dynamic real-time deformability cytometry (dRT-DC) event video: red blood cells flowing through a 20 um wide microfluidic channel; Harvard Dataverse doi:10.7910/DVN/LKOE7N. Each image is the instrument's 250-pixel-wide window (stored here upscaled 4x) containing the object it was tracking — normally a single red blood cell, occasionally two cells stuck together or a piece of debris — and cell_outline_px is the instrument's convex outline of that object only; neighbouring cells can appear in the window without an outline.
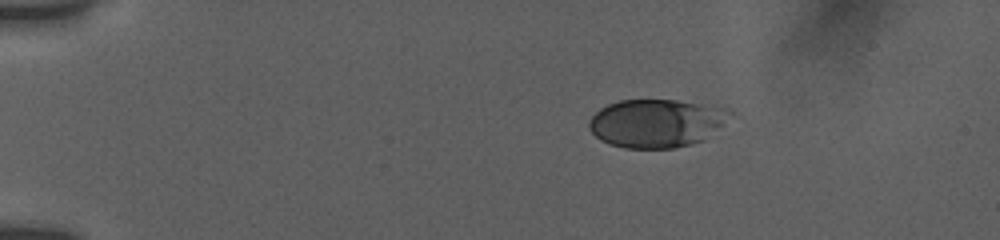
{"species": "human", "species_latin": "Homo sapiens", "temperature_condition": "room temperature", "stored_images_in_passage": 45, "camera_frame_rate_fps": 3000, "um_per_image_px": 0.085, "donor": {"sex": "female"}, "frame": {"image": 1, "passage_image": 1, "time_ms": 0.0, "image_size_px": [1000, 240], "cell_outline_px": [[728, 112], [720, 124], [704, 140], [692, 144], [676, 148], [624, 148], [608, 144], [600, 140], [588, 128], [588, 124], [592, 116], [600, 108], [608, 104], [620, 100], [676, 100], [720, 108]], "centroid_in_image_um": [55.65, 10.49], "position_along_channel_um": 29.3, "area_um2": 38.78}}
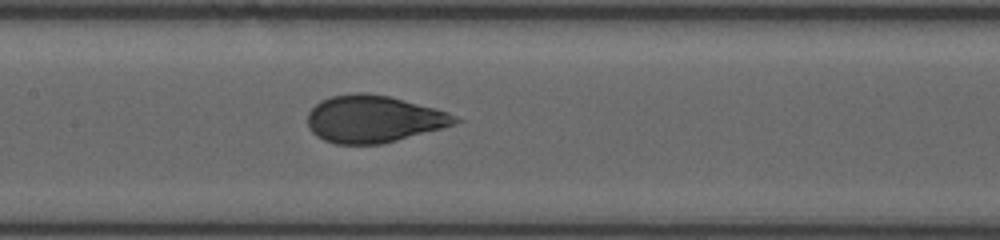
{"frame": {"image": 2, "passage_image": 19, "time_ms": 6.0, "image_size_px": [1000, 240], "cell_outline_px": [[464, 120], [440, 128], [396, 140], [380, 144], [336, 144], [324, 140], [316, 136], [308, 128], [308, 112], [320, 100], [328, 96], [352, 92], [368, 92], [388, 96], [436, 108], [448, 112]], "centroid_in_image_um": [31.71, 10.09], "position_along_channel_um": 175.7, "area_um2": 40.52}}
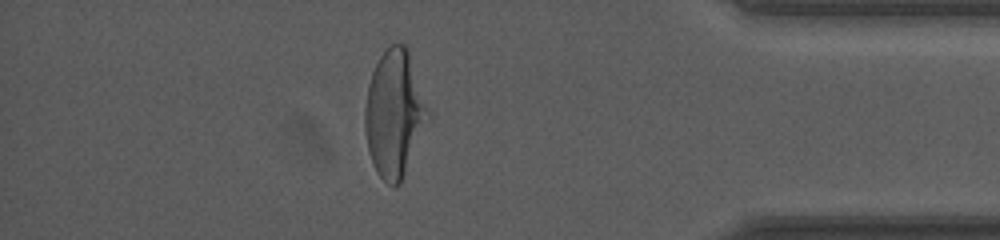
{"frame": {"image": 3, "passage_image": 39, "time_ms": 12.667, "image_size_px": [1000, 240], "cell_outline_px": [[428, 112], [400, 184], [396, 188], [392, 188], [376, 172], [372, 164], [368, 152], [364, 128], [364, 108], [368, 84], [372, 72], [380, 56], [392, 44], [404, 44], [408, 48], [428, 108]], "centroid_in_image_um": [33.45, 9.65], "position_along_channel_um": 401.7, "area_um2": 45.55}, "authors_computed_cell_mechanics": {"area_um2": 40.749, "velocity_mm_per_s": 3.8212, "shape_relaxation_time_tau1_ms": 4.3808, "shape_relaxation_time_tau2_ms": null, "deformation_change_tau1": 0.167, "deformation_change_tau2": null}}